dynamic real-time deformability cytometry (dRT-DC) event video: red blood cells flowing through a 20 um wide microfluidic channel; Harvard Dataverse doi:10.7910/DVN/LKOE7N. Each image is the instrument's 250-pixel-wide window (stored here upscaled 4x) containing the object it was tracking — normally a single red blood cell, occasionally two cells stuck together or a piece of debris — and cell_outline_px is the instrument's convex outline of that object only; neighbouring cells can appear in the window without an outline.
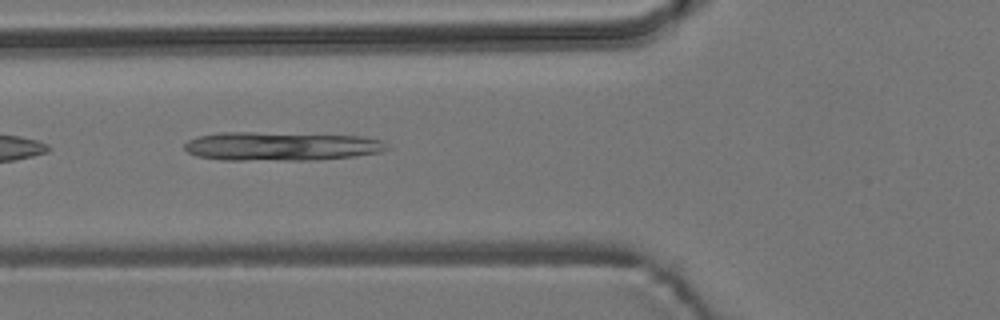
{"species": "common noctule bat (a hibernating species)", "species_latin": "Nyctalus noctula", "temperature_condition": "room temperature", "stored_images_in_passage": 7, "camera_frame_rate_fps": 3000, "um_per_image_px": 0.085, "animal": {"sex": "male", "body_mass_g": 19.2, "forearm_length_mm": 51.8}, "frame": {"image": 1, "passage_image": 5, "time_ms": 5.333, "image_size_px": [1000, 320], "cell_outline_px": [[388, 148], [380, 152], [356, 156], [316, 160], [224, 160], [196, 156], [188, 152], [184, 148], [184, 144], [188, 140], [196, 136], [220, 132], [252, 132], [360, 136], [384, 140]], "centroid_in_image_um": [23.87, 12.43], "position_along_channel_um": 101.9, "area_um2": 34.1}}
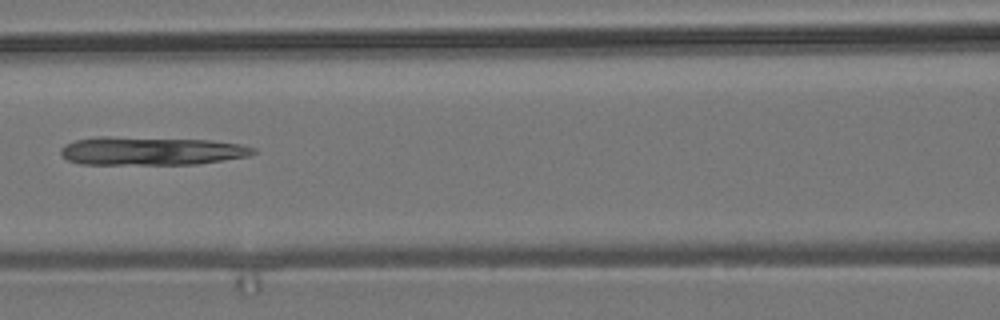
{"frame": {"image": 2, "passage_image": 6, "time_ms": 6.667, "image_size_px": [1000, 320], "cell_outline_px": [[256, 152], [248, 156], [196, 164], [80, 164], [68, 160], [60, 152], [60, 148], [64, 144], [76, 140], [96, 136], [104, 136], [208, 140], [240, 144], [256, 148]], "centroid_in_image_um": [12.81, 12.82], "position_along_channel_um": 153.8, "area_um2": 31.79}}
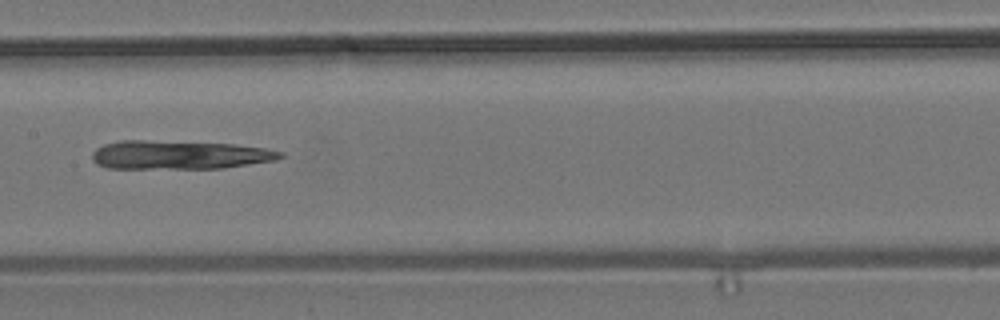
{"frame": {"image": 3, "passage_image": 7, "time_ms": 7.667, "image_size_px": [1000, 320], "cell_outline_px": [[284, 156], [276, 160], [224, 168], [108, 168], [96, 164], [92, 160], [92, 152], [96, 148], [104, 144], [120, 140], [144, 140], [236, 144], [264, 148], [284, 152]], "centroid_in_image_um": [15.23, 13.16], "position_along_channel_um": 192.2, "area_um2": 31.56}}